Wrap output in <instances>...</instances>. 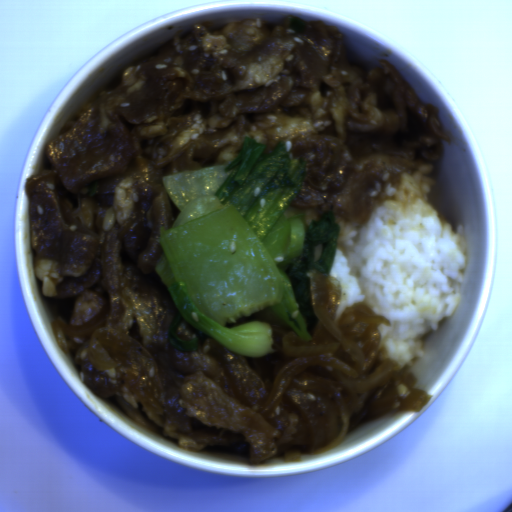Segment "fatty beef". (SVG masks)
<instances>
[{
	"label": "fatty beef",
	"instance_id": "fatty-beef-1",
	"mask_svg": "<svg viewBox=\"0 0 512 512\" xmlns=\"http://www.w3.org/2000/svg\"><path fill=\"white\" fill-rule=\"evenodd\" d=\"M245 136L285 140L307 160L284 213L305 222L330 210L365 226L373 209L424 162L433 177L446 144L440 109L387 58L352 64L336 24L292 14L193 23L126 67L110 91L85 99L24 180L31 265L52 333L94 395L155 435L200 452L265 465L302 461L343 444L372 420L420 411L415 388L381 344V324L312 269L318 321L305 341L267 307L224 327L268 322L276 353L247 357L206 339L175 349L178 310L156 271L159 228L180 210L162 176L228 164Z\"/></svg>",
	"mask_w": 512,
	"mask_h": 512
},
{
	"label": "fatty beef",
	"instance_id": "fatty-beef-2",
	"mask_svg": "<svg viewBox=\"0 0 512 512\" xmlns=\"http://www.w3.org/2000/svg\"><path fill=\"white\" fill-rule=\"evenodd\" d=\"M199 330L194 328L185 318L180 319L176 328V335L184 340H192L197 336Z\"/></svg>",
	"mask_w": 512,
	"mask_h": 512
},
{
	"label": "fatty beef",
	"instance_id": "fatty-beef-3",
	"mask_svg": "<svg viewBox=\"0 0 512 512\" xmlns=\"http://www.w3.org/2000/svg\"><path fill=\"white\" fill-rule=\"evenodd\" d=\"M336 250H342L343 252L346 253V250H347L346 243H344V242H342L340 240H337Z\"/></svg>",
	"mask_w": 512,
	"mask_h": 512
}]
</instances>
